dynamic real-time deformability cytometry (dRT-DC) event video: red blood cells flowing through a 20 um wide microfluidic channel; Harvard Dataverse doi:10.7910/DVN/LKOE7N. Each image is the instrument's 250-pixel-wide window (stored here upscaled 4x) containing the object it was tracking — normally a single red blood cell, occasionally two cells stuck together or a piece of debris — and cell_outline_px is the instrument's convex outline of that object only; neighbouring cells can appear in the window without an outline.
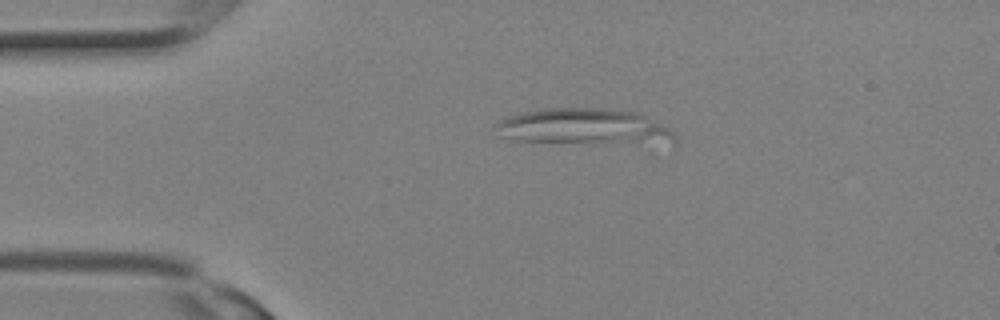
{"species": "Egyptian fruit bat (a non-hibernating species)", "species_latin": "Rousettus aegyptiacus", "temperature_condition": "room temperature", "stored_images_in_passage": 2, "camera_frame_rate_fps": 3000, "um_per_image_px": 0.085, "animal": {"sex": "female"}, "frame": {"image": 1, "passage_image": 2, "time_ms": 0.333, "image_size_px": [1000, 320], "cell_outline_px": [[676, 144], [512, 140], [500, 136], [496, 124], [500, 120], [508, 116], [524, 112], [544, 108], [604, 108], [636, 112], [648, 116], [656, 120], [668, 128], [676, 136]], "centroid_in_image_um": [49.72, 10.76], "position_along_channel_um": 35.3, "area_um2": 37.22}}